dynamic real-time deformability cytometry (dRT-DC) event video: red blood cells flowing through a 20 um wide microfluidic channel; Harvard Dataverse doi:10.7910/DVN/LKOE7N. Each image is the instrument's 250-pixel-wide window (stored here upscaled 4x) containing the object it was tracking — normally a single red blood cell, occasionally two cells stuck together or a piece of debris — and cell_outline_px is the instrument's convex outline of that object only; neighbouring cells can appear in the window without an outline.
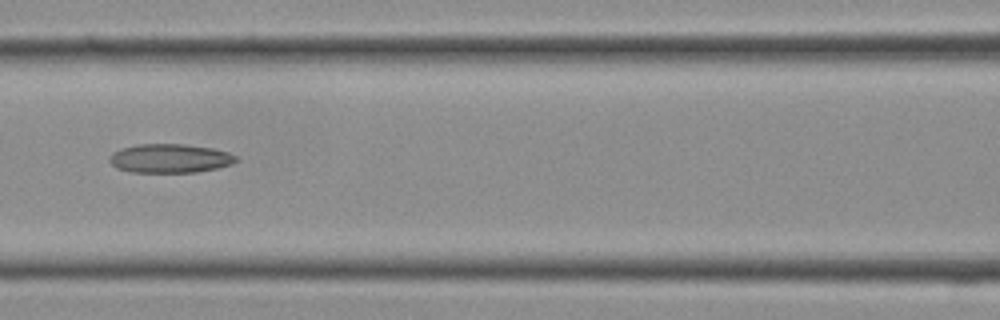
{"species": "Egyptian fruit bat (a non-hibernating species)", "species_latin": "Rousettus aegyptiacus", "temperature_condition": "cold", "stored_images_in_passage": 13, "camera_frame_rate_fps": 3000, "um_per_image_px": 0.085, "frame": {"image": 1, "passage_image": 10, "time_ms": 3.0, "image_size_px": [1000, 320], "cell_outline_px": [[240, 160], [232, 164], [216, 168], [196, 172], [132, 172], [116, 168], [108, 160], [112, 152], [120, 148], [136, 144], [184, 144], [212, 148], [228, 152], [236, 156]], "centroid_in_image_um": [14.43, 13.45], "position_along_channel_um": 152.2, "area_um2": 21.44}}
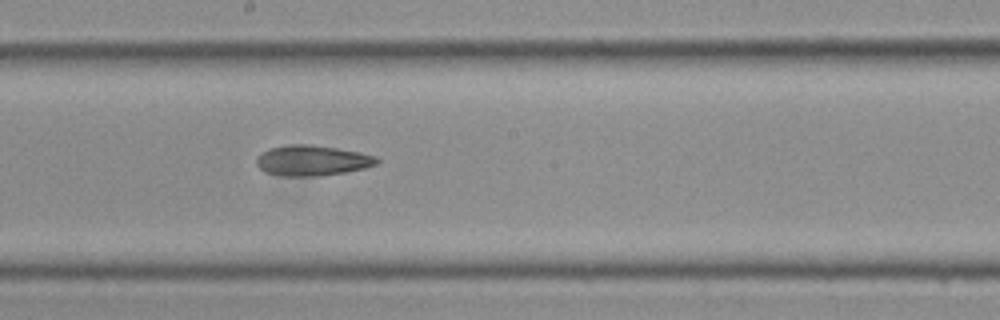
{"frame": {"image": 2, "passage_image": 13, "time_ms": 4.0, "image_size_px": [1000, 320], "cell_outline_px": [[380, 160], [376, 164], [364, 168], [344, 172], [316, 176], [280, 176], [264, 172], [256, 164], [256, 156], [260, 152], [272, 148], [292, 144], [312, 144], [360, 152], [376, 156]], "centroid_in_image_um": [26.5, 13.64], "position_along_channel_um": 221.7, "area_um2": 21.39}}